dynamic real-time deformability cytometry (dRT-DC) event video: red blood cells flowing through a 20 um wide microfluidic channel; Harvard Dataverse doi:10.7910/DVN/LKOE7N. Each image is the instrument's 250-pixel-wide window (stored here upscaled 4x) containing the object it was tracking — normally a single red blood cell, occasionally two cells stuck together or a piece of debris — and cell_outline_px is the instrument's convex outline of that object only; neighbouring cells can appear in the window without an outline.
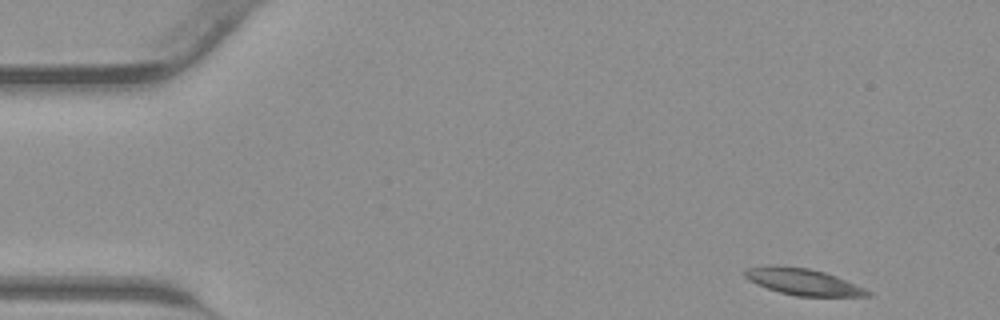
{"species": "common noctule bat (a hibernating species)", "species_latin": "Nyctalus noctula", "temperature_condition": "warm", "stored_images_in_passage": 40, "camera_frame_rate_fps": 3000, "um_per_image_px": 0.085, "animal": {"sex": "male", "body_mass_g": 23.1, "forearm_length_mm": 52.7}, "frame": {"image": 1, "passage_image": 1, "time_ms": 0.0, "image_size_px": [1000, 320], "cell_outline_px": [[872, 296], [796, 296], [780, 292], [756, 284], [748, 280], [744, 276], [744, 268], [764, 264], [808, 268], [824, 272], [836, 276], [864, 288], [872, 292]], "centroid_in_image_um": [68.2, 23.94], "position_along_channel_um": 16.8, "area_um2": 19.02}}
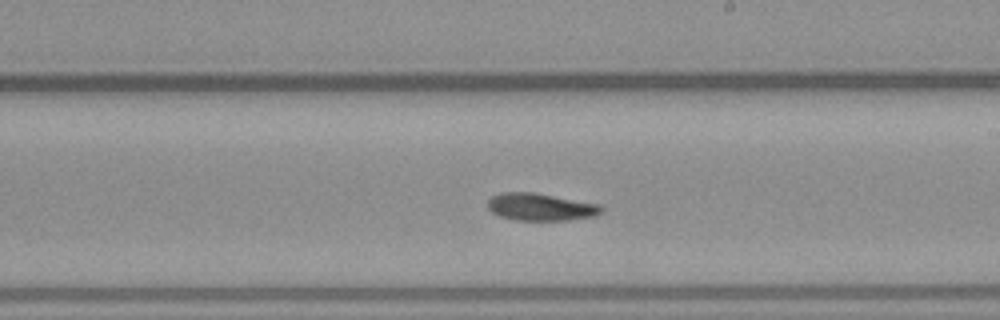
{"frame": {"image": 2, "passage_image": 22, "time_ms": 7.0, "image_size_px": [1000, 320], "cell_outline_px": [[604, 212], [596, 216], [564, 220], [516, 220], [500, 216], [492, 212], [488, 208], [488, 200], [492, 196], [500, 192], [536, 192], [600, 204], [604, 208]], "centroid_in_image_um": [45.99, 17.58], "position_along_channel_um": 243.0, "area_um2": 18.32}}
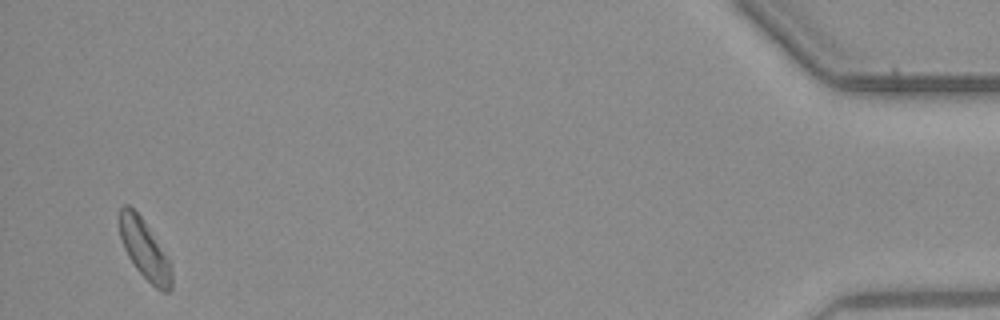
{"frame": {"image": 3, "passage_image": 39, "time_ms": 12.667, "image_size_px": [1000, 320], "cell_outline_px": [[172, 288], [168, 292], [160, 292], [136, 268], [128, 256], [120, 240], [120, 208], [124, 204], [128, 204], [144, 220], [168, 256], [172, 264]], "centroid_in_image_um": [12.33, 21.23], "position_along_channel_um": 422.9, "area_um2": 18.15}}